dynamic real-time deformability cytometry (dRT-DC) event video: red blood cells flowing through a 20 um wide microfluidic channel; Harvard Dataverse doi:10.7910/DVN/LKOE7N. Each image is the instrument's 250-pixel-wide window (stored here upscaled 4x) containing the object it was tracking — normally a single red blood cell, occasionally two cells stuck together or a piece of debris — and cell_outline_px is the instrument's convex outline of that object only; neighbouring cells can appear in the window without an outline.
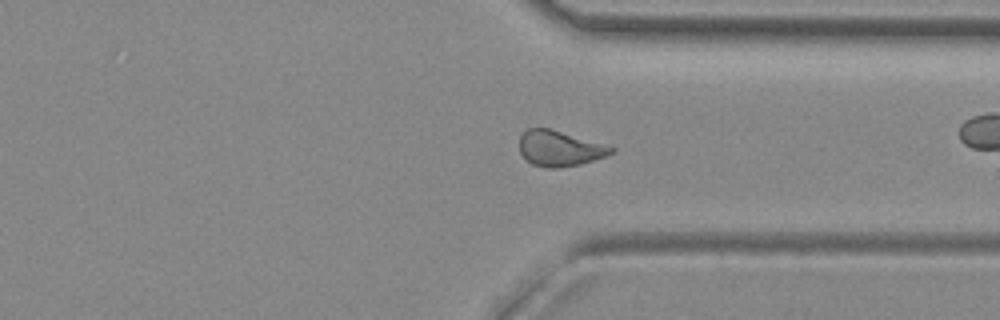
{"species": "common noctule bat (a hibernating species)", "species_latin": "Nyctalus noctula", "temperature_condition": "room temperature", "stored_images_in_passage": 50, "camera_frame_rate_fps": 3000, "um_per_image_px": 0.085, "animal": {"sex": "female", "body_mass_g": 29.2, "forearm_length_mm": 56.3}, "frame": {"image": 1, "passage_image": 36, "time_ms": 11.667, "image_size_px": [1000, 320], "cell_outline_px": [[616, 152], [580, 164], [560, 168], [548, 168], [532, 164], [520, 152], [520, 136], [528, 128], [548, 128], [616, 148]], "centroid_in_image_um": [47.56, 12.63], "position_along_channel_um": 363.8, "area_um2": 18.61}, "authors_computed_cell_mechanics": {"area_um2": 19.5364, "velocity_mm_per_s": 3.9976, "shape_relaxation_time_tau1_ms": null, "shape_relaxation_time_tau2_ms": 2.9249, "deformation_change_tau1": null, "deformation_change_tau2": 0.0761}}